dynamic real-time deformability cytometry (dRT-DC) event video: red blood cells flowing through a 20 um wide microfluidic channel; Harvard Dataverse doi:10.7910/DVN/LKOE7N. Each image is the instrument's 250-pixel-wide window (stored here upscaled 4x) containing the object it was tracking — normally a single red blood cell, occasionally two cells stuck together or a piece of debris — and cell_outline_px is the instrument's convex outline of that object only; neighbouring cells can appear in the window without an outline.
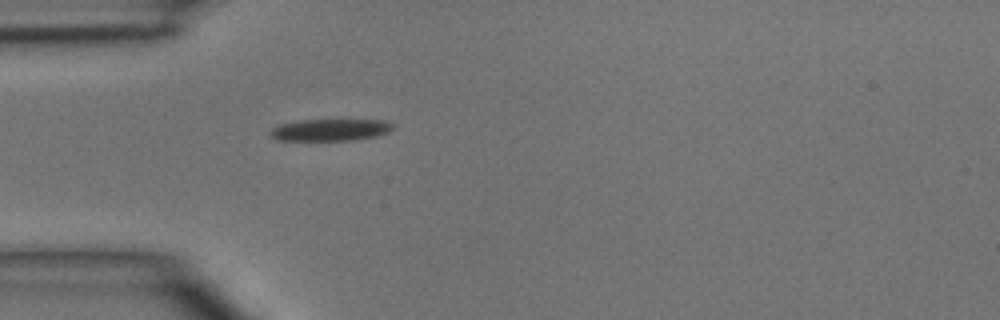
{"species": "common noctule bat (a hibernating species)", "species_latin": "Nyctalus noctula", "temperature_condition": "room temperature", "stored_images_in_passage": 1, "camera_frame_rate_fps": 3000, "um_per_image_px": 0.085, "animal": {"sex": "male", "body_mass_g": 15.6}, "frame": {"image": 1, "passage_image": 1, "time_ms": 0.0, "image_size_px": [1000, 320], "cell_outline_px": [[396, 128], [388, 132], [376, 136], [352, 140], [276, 140], [268, 136], [268, 132], [272, 128], [280, 124], [300, 120], [384, 120], [396, 124]], "centroid_in_image_um": [28.08, 11.04], "position_along_channel_um": 56.9, "area_um2": 15.84}}